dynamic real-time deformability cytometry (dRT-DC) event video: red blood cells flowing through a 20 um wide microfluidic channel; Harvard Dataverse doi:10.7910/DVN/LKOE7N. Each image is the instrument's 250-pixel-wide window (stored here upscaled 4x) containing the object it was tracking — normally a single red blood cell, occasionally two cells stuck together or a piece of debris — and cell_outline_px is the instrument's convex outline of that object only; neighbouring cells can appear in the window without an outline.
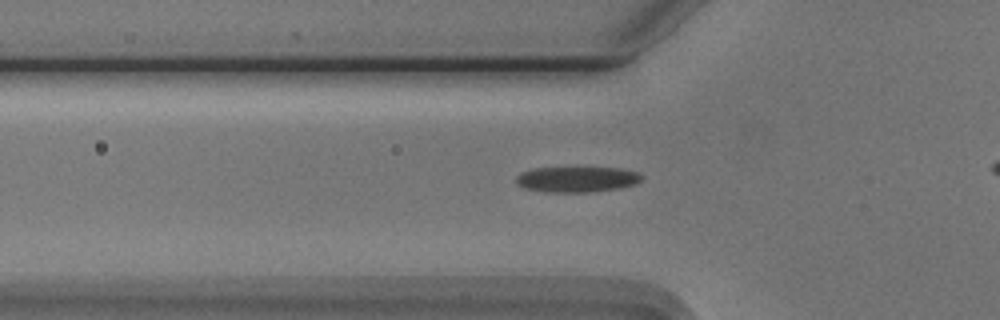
{"species": "Egyptian fruit bat (a non-hibernating species)", "species_latin": "Rousettus aegyptiacus", "temperature_condition": "cold", "stored_images_in_passage": 47, "camera_frame_rate_fps": 3000, "um_per_image_px": 0.085, "animal": {"sex": "male"}, "frame": {"image": 1, "passage_image": 18, "time_ms": 5.667, "image_size_px": [1000, 320], "cell_outline_px": [[644, 176], [636, 184], [620, 188], [592, 192], [544, 192], [524, 188], [516, 184], [516, 176], [520, 172], [532, 168], [576, 164], [620, 168], [640, 172]], "centroid_in_image_um": [49.03, 15.18], "position_along_channel_um": 76.8, "area_um2": 20.23}}
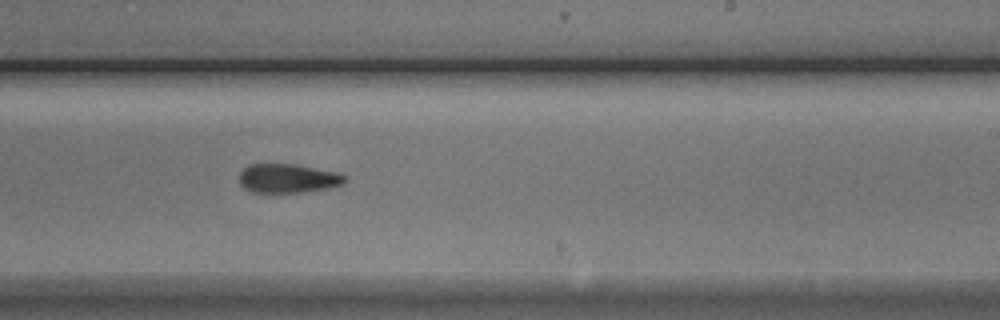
{"frame": {"image": 2, "passage_image": 33, "time_ms": 10.667, "image_size_px": [1000, 320], "cell_outline_px": [[348, 176], [344, 184], [336, 188], [304, 192], [252, 192], [244, 188], [240, 184], [240, 172], [248, 164], [296, 164], [340, 172]], "centroid_in_image_um": [24.57, 15.16], "position_along_channel_um": 264.4, "area_um2": 18.32}}
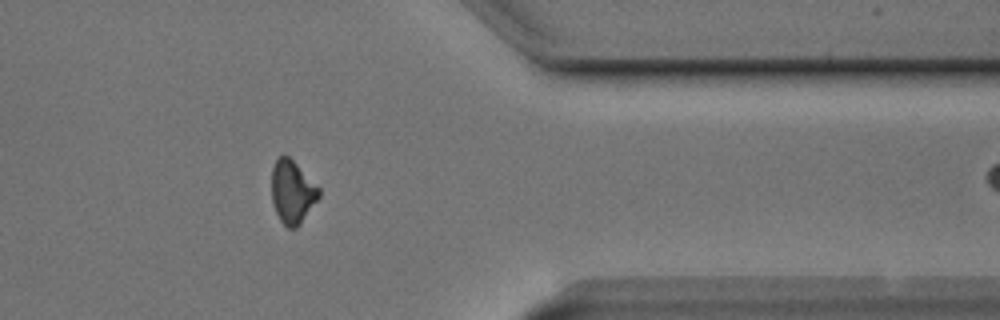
{"frame": {"image": 3, "passage_image": 44, "time_ms": 14.333, "image_size_px": [1000, 320], "cell_outline_px": [[320, 196], [300, 224], [296, 228], [288, 228], [280, 220], [276, 212], [272, 200], [272, 168], [276, 160], [280, 156], [288, 156], [320, 188]], "centroid_in_image_um": [24.85, 16.33], "position_along_channel_um": 386.6, "area_um2": 17.11}}